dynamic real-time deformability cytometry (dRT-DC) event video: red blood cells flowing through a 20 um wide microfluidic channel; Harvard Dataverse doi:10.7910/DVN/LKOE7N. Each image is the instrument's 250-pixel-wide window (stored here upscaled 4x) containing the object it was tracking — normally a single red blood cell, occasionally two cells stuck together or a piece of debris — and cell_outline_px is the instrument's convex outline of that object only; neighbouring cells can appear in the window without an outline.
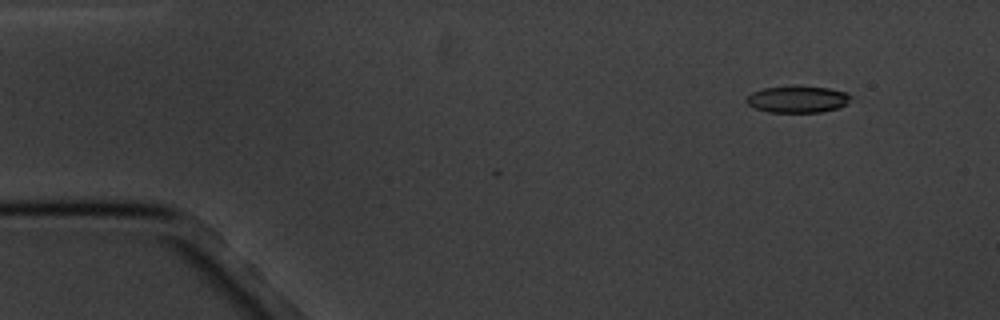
{"species": "common noctule bat (a hibernating species)", "species_latin": "Nyctalus noctula", "temperature_condition": "cold", "stored_images_in_passage": 5, "camera_frame_rate_fps": 3000, "um_per_image_px": 0.085, "animal": {"sex": "male", "body_mass_g": 20.1, "forearm_length_mm": 53.5}, "frame": {"image": 1, "passage_image": 2, "time_ms": 1.0, "image_size_px": [1000, 320], "cell_outline_px": [[852, 96], [848, 104], [840, 108], [824, 112], [768, 112], [756, 108], [748, 104], [744, 100], [752, 92], [764, 88], [792, 84], [800, 84], [828, 88], [848, 92]], "centroid_in_image_um": [67.84, 8.41], "position_along_channel_um": 17.2, "area_um2": 16.94}}
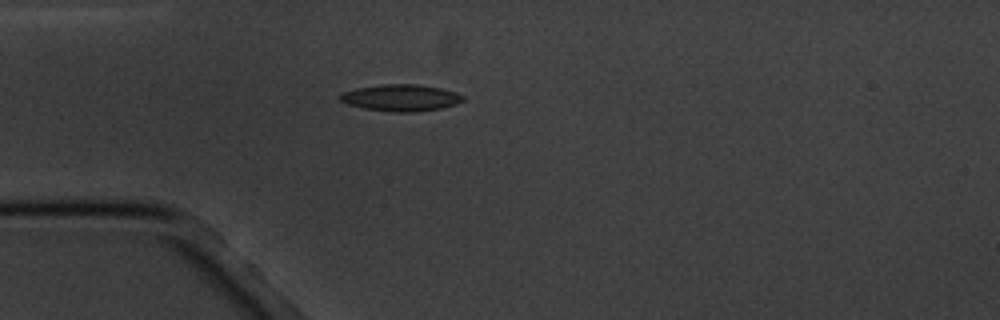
{"frame": {"image": 2, "passage_image": 4, "time_ms": 4.333, "image_size_px": [1000, 320], "cell_outline_px": [[464, 100], [456, 104], [440, 108], [416, 112], [392, 112], [364, 108], [348, 104], [340, 100], [340, 92], [356, 88], [380, 84], [416, 84], [440, 88], [456, 92], [464, 96]], "centroid_in_image_um": [34.06, 8.3], "position_along_channel_um": 50.9, "area_um2": 19.13}}